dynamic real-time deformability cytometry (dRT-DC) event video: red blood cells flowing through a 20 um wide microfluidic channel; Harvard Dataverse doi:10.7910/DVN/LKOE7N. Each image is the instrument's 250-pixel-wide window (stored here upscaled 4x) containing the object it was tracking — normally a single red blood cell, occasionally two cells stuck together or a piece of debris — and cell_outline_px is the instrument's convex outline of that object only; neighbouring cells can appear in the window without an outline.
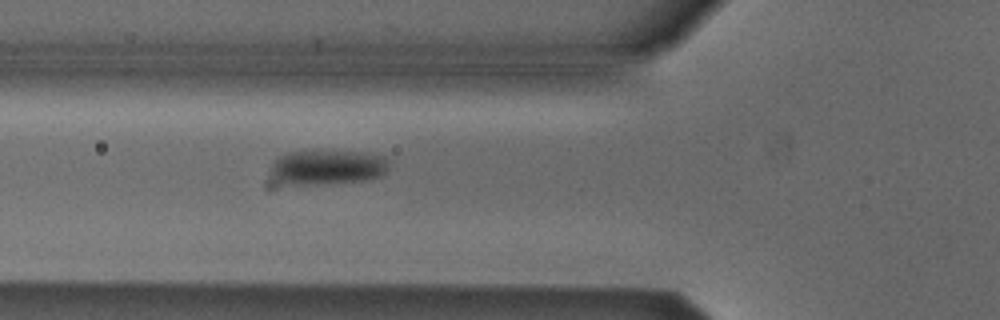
{"species": "Egyptian fruit bat (a non-hibernating species)", "species_latin": "Rousettus aegyptiacus", "temperature_condition": "cold", "stored_images_in_passage": 4, "camera_frame_rate_fps": 3000, "um_per_image_px": 0.085, "animal": {"sex": "male"}, "frame": {"image": 1, "passage_image": 4, "time_ms": 1.0, "image_size_px": [1000, 320], "cell_outline_px": [[388, 168], [380, 176], [364, 180], [276, 188], [268, 188], [264, 184], [264, 180], [272, 164], [280, 156], [288, 152], [312, 148], [368, 152], [388, 156]], "centroid_in_image_um": [27.55, 14.24], "position_along_channel_um": 98.2, "area_um2": 26.7}}